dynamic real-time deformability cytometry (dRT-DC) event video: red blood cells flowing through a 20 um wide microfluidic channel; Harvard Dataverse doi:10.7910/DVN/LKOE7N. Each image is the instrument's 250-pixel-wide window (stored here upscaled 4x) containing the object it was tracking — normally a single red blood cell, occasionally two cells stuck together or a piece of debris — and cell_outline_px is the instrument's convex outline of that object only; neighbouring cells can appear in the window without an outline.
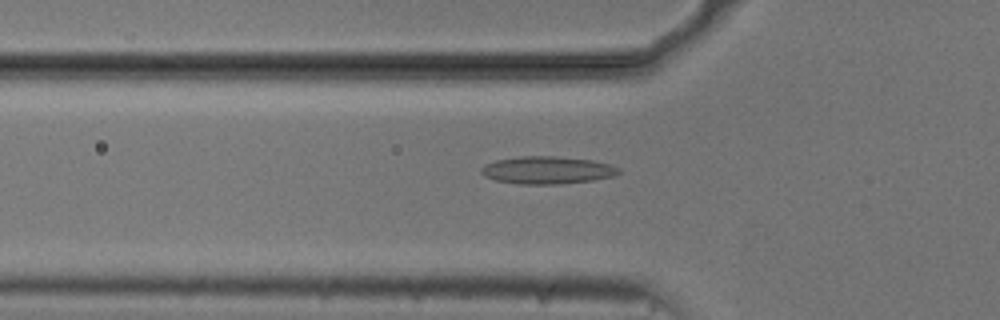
{"species": "common noctule bat (a hibernating species)", "species_latin": "Nyctalus noctula", "temperature_condition": "cold", "stored_images_in_passage": 43, "camera_frame_rate_fps": 3000, "um_per_image_px": 0.085, "animal": {"sex": "male", "body_mass_g": 20.5, "forearm_length_mm": 52.5}, "frame": {"image": 1, "passage_image": 7, "time_ms": 2.0, "image_size_px": [1000, 320], "cell_outline_px": [[620, 172], [616, 176], [592, 180], [560, 184], [520, 184], [496, 180], [484, 176], [480, 172], [480, 168], [484, 164], [496, 160], [520, 156], [556, 156], [592, 160], [608, 164], [620, 168]], "centroid_in_image_um": [46.5, 14.46], "position_along_channel_um": 79.3, "area_um2": 22.14}}
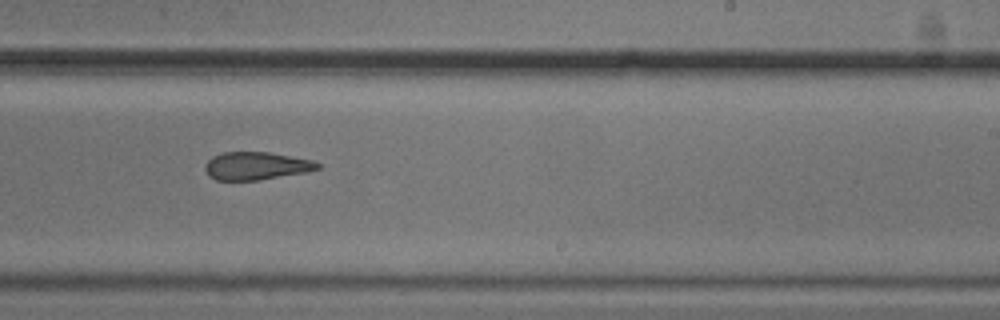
{"frame": {"image": 2, "passage_image": 22, "time_ms": 7.0, "image_size_px": [1000, 320], "cell_outline_px": [[320, 168], [308, 172], [260, 180], [216, 180], [208, 176], [204, 168], [204, 164], [212, 156], [224, 152], [268, 152], [312, 160], [320, 164]], "centroid_in_image_um": [21.76, 14.11], "position_along_channel_um": 267.2, "area_um2": 18.38}}
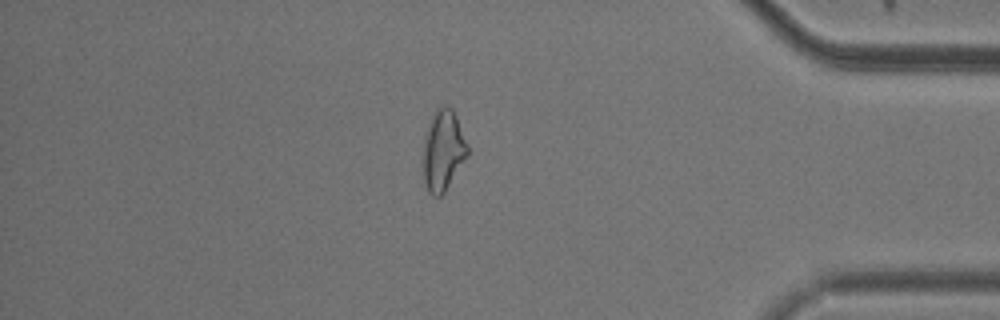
{"frame": {"image": 3, "passage_image": 35, "time_ms": 11.333, "image_size_px": [1000, 320], "cell_outline_px": [[468, 156], [444, 192], [440, 196], [432, 196], [428, 192], [424, 180], [420, 164], [424, 140], [428, 124], [436, 108], [444, 104], [448, 104], [452, 108], [456, 116], [468, 144]], "centroid_in_image_um": [37.63, 12.78], "position_along_channel_um": 397.6, "area_um2": 21.44}, "authors_computed_cell_mechanics": {"area_um2": 20.3456, "velocity_mm_per_s": 3.7404, "shape_relaxation_time_tau1_ms": null, "shape_relaxation_time_tau2_ms": 3.4767, "deformation_change_tau1": null, "deformation_change_tau2": 0.12}}